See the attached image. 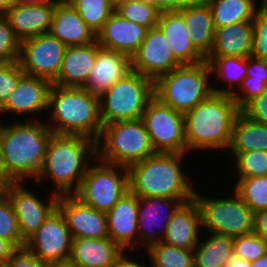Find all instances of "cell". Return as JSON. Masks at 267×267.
<instances>
[{"label":"cell","instance_id":"6da1fadb","mask_svg":"<svg viewBox=\"0 0 267 267\" xmlns=\"http://www.w3.org/2000/svg\"><path fill=\"white\" fill-rule=\"evenodd\" d=\"M13 124L1 123L0 174L6 182L36 180L45 159L48 142L53 135L47 121Z\"/></svg>","mask_w":267,"mask_h":267},{"label":"cell","instance_id":"7a4b0ae2","mask_svg":"<svg viewBox=\"0 0 267 267\" xmlns=\"http://www.w3.org/2000/svg\"><path fill=\"white\" fill-rule=\"evenodd\" d=\"M97 158L96 142L82 135L55 134L51 136L44 162L35 182L47 178L54 182L53 193L73 195L92 160Z\"/></svg>","mask_w":267,"mask_h":267},{"label":"cell","instance_id":"3957f363","mask_svg":"<svg viewBox=\"0 0 267 267\" xmlns=\"http://www.w3.org/2000/svg\"><path fill=\"white\" fill-rule=\"evenodd\" d=\"M241 112L231 95L211 93L184 114L187 154L228 150L235 118Z\"/></svg>","mask_w":267,"mask_h":267},{"label":"cell","instance_id":"277c9868","mask_svg":"<svg viewBox=\"0 0 267 267\" xmlns=\"http://www.w3.org/2000/svg\"><path fill=\"white\" fill-rule=\"evenodd\" d=\"M185 156L187 154L155 153L133 163L128 167L129 190L138 197H166L182 204L191 201L195 188L181 166Z\"/></svg>","mask_w":267,"mask_h":267},{"label":"cell","instance_id":"5b68a950","mask_svg":"<svg viewBox=\"0 0 267 267\" xmlns=\"http://www.w3.org/2000/svg\"><path fill=\"white\" fill-rule=\"evenodd\" d=\"M48 110L50 119L47 125L53 133L82 135L95 142L100 138L103 125L98 95L85 88L52 84Z\"/></svg>","mask_w":267,"mask_h":267},{"label":"cell","instance_id":"8992f818","mask_svg":"<svg viewBox=\"0 0 267 267\" xmlns=\"http://www.w3.org/2000/svg\"><path fill=\"white\" fill-rule=\"evenodd\" d=\"M211 79V68L206 60L183 64L154 81V96L185 114L213 93Z\"/></svg>","mask_w":267,"mask_h":267},{"label":"cell","instance_id":"52a82bcc","mask_svg":"<svg viewBox=\"0 0 267 267\" xmlns=\"http://www.w3.org/2000/svg\"><path fill=\"white\" fill-rule=\"evenodd\" d=\"M96 152L100 161L125 167L155 154L142 119L104 125Z\"/></svg>","mask_w":267,"mask_h":267},{"label":"cell","instance_id":"ba28073f","mask_svg":"<svg viewBox=\"0 0 267 267\" xmlns=\"http://www.w3.org/2000/svg\"><path fill=\"white\" fill-rule=\"evenodd\" d=\"M153 96L154 81L132 70L99 96L102 125L141 119Z\"/></svg>","mask_w":267,"mask_h":267},{"label":"cell","instance_id":"9c48e42d","mask_svg":"<svg viewBox=\"0 0 267 267\" xmlns=\"http://www.w3.org/2000/svg\"><path fill=\"white\" fill-rule=\"evenodd\" d=\"M128 191V167L104 163L96 158L73 195L82 203L107 213Z\"/></svg>","mask_w":267,"mask_h":267},{"label":"cell","instance_id":"30bf717a","mask_svg":"<svg viewBox=\"0 0 267 267\" xmlns=\"http://www.w3.org/2000/svg\"><path fill=\"white\" fill-rule=\"evenodd\" d=\"M193 199L207 233L237 237L254 232V213L235 192L227 198H205L195 190Z\"/></svg>","mask_w":267,"mask_h":267},{"label":"cell","instance_id":"8fae6325","mask_svg":"<svg viewBox=\"0 0 267 267\" xmlns=\"http://www.w3.org/2000/svg\"><path fill=\"white\" fill-rule=\"evenodd\" d=\"M155 153L187 154L184 114L153 96L141 118Z\"/></svg>","mask_w":267,"mask_h":267},{"label":"cell","instance_id":"7c38bea8","mask_svg":"<svg viewBox=\"0 0 267 267\" xmlns=\"http://www.w3.org/2000/svg\"><path fill=\"white\" fill-rule=\"evenodd\" d=\"M67 46L50 32L21 42L18 62L25 74L53 83L60 72Z\"/></svg>","mask_w":267,"mask_h":267},{"label":"cell","instance_id":"4fadbf2b","mask_svg":"<svg viewBox=\"0 0 267 267\" xmlns=\"http://www.w3.org/2000/svg\"><path fill=\"white\" fill-rule=\"evenodd\" d=\"M9 198L18 220L21 237L26 242L57 208L59 195L51 192L46 202L27 190L23 182H7L3 191ZM49 201V202H47Z\"/></svg>","mask_w":267,"mask_h":267},{"label":"cell","instance_id":"5bb4252c","mask_svg":"<svg viewBox=\"0 0 267 267\" xmlns=\"http://www.w3.org/2000/svg\"><path fill=\"white\" fill-rule=\"evenodd\" d=\"M72 236L65 217L56 208L37 232L31 236L25 247L41 261H64L70 258Z\"/></svg>","mask_w":267,"mask_h":267},{"label":"cell","instance_id":"9a60e30c","mask_svg":"<svg viewBox=\"0 0 267 267\" xmlns=\"http://www.w3.org/2000/svg\"><path fill=\"white\" fill-rule=\"evenodd\" d=\"M132 70L155 81L183 64L175 57L163 32L158 28L147 31L144 41L131 57Z\"/></svg>","mask_w":267,"mask_h":267},{"label":"cell","instance_id":"2e32d148","mask_svg":"<svg viewBox=\"0 0 267 267\" xmlns=\"http://www.w3.org/2000/svg\"><path fill=\"white\" fill-rule=\"evenodd\" d=\"M181 204L177 199L166 197H138L139 248L142 246L146 250L150 245L162 241L173 213Z\"/></svg>","mask_w":267,"mask_h":267},{"label":"cell","instance_id":"e0dca14e","mask_svg":"<svg viewBox=\"0 0 267 267\" xmlns=\"http://www.w3.org/2000/svg\"><path fill=\"white\" fill-rule=\"evenodd\" d=\"M57 208L65 217L72 238L109 237L106 213L82 203L74 195H60Z\"/></svg>","mask_w":267,"mask_h":267},{"label":"cell","instance_id":"ac0fdd59","mask_svg":"<svg viewBox=\"0 0 267 267\" xmlns=\"http://www.w3.org/2000/svg\"><path fill=\"white\" fill-rule=\"evenodd\" d=\"M52 83L44 78L24 74L11 93L7 102L0 108L1 114H13L23 117L31 115L30 121H38V113L48 110L49 90ZM34 114V115H33ZM1 117V116H0Z\"/></svg>","mask_w":267,"mask_h":267},{"label":"cell","instance_id":"d6986e66","mask_svg":"<svg viewBox=\"0 0 267 267\" xmlns=\"http://www.w3.org/2000/svg\"><path fill=\"white\" fill-rule=\"evenodd\" d=\"M138 196L130 190L106 213L109 238L123 251L138 249Z\"/></svg>","mask_w":267,"mask_h":267},{"label":"cell","instance_id":"ffe728a7","mask_svg":"<svg viewBox=\"0 0 267 267\" xmlns=\"http://www.w3.org/2000/svg\"><path fill=\"white\" fill-rule=\"evenodd\" d=\"M131 71L132 61L129 55L104 48L98 43L97 56L83 88L100 96Z\"/></svg>","mask_w":267,"mask_h":267},{"label":"cell","instance_id":"44dd1931","mask_svg":"<svg viewBox=\"0 0 267 267\" xmlns=\"http://www.w3.org/2000/svg\"><path fill=\"white\" fill-rule=\"evenodd\" d=\"M56 3H12L6 18L13 28L16 37L22 42L25 39L48 33L51 30Z\"/></svg>","mask_w":267,"mask_h":267},{"label":"cell","instance_id":"7402d4cb","mask_svg":"<svg viewBox=\"0 0 267 267\" xmlns=\"http://www.w3.org/2000/svg\"><path fill=\"white\" fill-rule=\"evenodd\" d=\"M148 29L114 12L97 34L99 45L132 57L146 37Z\"/></svg>","mask_w":267,"mask_h":267},{"label":"cell","instance_id":"603a6c76","mask_svg":"<svg viewBox=\"0 0 267 267\" xmlns=\"http://www.w3.org/2000/svg\"><path fill=\"white\" fill-rule=\"evenodd\" d=\"M201 217L194 199L181 204L173 213L162 241L174 247L194 250L201 238Z\"/></svg>","mask_w":267,"mask_h":267},{"label":"cell","instance_id":"cb8c5ba5","mask_svg":"<svg viewBox=\"0 0 267 267\" xmlns=\"http://www.w3.org/2000/svg\"><path fill=\"white\" fill-rule=\"evenodd\" d=\"M97 52V40L84 46H67L60 72L52 84L62 87L83 88L94 65Z\"/></svg>","mask_w":267,"mask_h":267},{"label":"cell","instance_id":"d4e9b609","mask_svg":"<svg viewBox=\"0 0 267 267\" xmlns=\"http://www.w3.org/2000/svg\"><path fill=\"white\" fill-rule=\"evenodd\" d=\"M50 33L66 46H84L96 41V35L70 3L56 4Z\"/></svg>","mask_w":267,"mask_h":267},{"label":"cell","instance_id":"484cf974","mask_svg":"<svg viewBox=\"0 0 267 267\" xmlns=\"http://www.w3.org/2000/svg\"><path fill=\"white\" fill-rule=\"evenodd\" d=\"M122 252L109 237L72 238L69 259L78 267H111Z\"/></svg>","mask_w":267,"mask_h":267},{"label":"cell","instance_id":"4316f807","mask_svg":"<svg viewBox=\"0 0 267 267\" xmlns=\"http://www.w3.org/2000/svg\"><path fill=\"white\" fill-rule=\"evenodd\" d=\"M178 12L184 17L191 44L206 59L212 51L215 28L206 1L182 6Z\"/></svg>","mask_w":267,"mask_h":267},{"label":"cell","instance_id":"83f0119b","mask_svg":"<svg viewBox=\"0 0 267 267\" xmlns=\"http://www.w3.org/2000/svg\"><path fill=\"white\" fill-rule=\"evenodd\" d=\"M157 27L182 64H197L206 60L191 44L184 17L178 11L161 12Z\"/></svg>","mask_w":267,"mask_h":267},{"label":"cell","instance_id":"f1b7e54d","mask_svg":"<svg viewBox=\"0 0 267 267\" xmlns=\"http://www.w3.org/2000/svg\"><path fill=\"white\" fill-rule=\"evenodd\" d=\"M252 41V21L220 27L215 30L212 51L208 57L251 56Z\"/></svg>","mask_w":267,"mask_h":267},{"label":"cell","instance_id":"f546056e","mask_svg":"<svg viewBox=\"0 0 267 267\" xmlns=\"http://www.w3.org/2000/svg\"><path fill=\"white\" fill-rule=\"evenodd\" d=\"M254 150L267 152V125L255 122L240 112L235 118L228 151L233 158L239 152Z\"/></svg>","mask_w":267,"mask_h":267},{"label":"cell","instance_id":"4dcf8cb0","mask_svg":"<svg viewBox=\"0 0 267 267\" xmlns=\"http://www.w3.org/2000/svg\"><path fill=\"white\" fill-rule=\"evenodd\" d=\"M211 10L215 30L234 23L252 21L256 11L263 5L258 0H205ZM257 3V4H256Z\"/></svg>","mask_w":267,"mask_h":267},{"label":"cell","instance_id":"1f68e13d","mask_svg":"<svg viewBox=\"0 0 267 267\" xmlns=\"http://www.w3.org/2000/svg\"><path fill=\"white\" fill-rule=\"evenodd\" d=\"M208 237L193 250L194 267H223L234 255V237L210 233Z\"/></svg>","mask_w":267,"mask_h":267},{"label":"cell","instance_id":"d6a6232c","mask_svg":"<svg viewBox=\"0 0 267 267\" xmlns=\"http://www.w3.org/2000/svg\"><path fill=\"white\" fill-rule=\"evenodd\" d=\"M206 61L210 65L211 74L217 76V80L219 79L223 84L225 82L228 85L219 89L212 83L214 93L232 95L246 77L247 57H207Z\"/></svg>","mask_w":267,"mask_h":267},{"label":"cell","instance_id":"836d02e7","mask_svg":"<svg viewBox=\"0 0 267 267\" xmlns=\"http://www.w3.org/2000/svg\"><path fill=\"white\" fill-rule=\"evenodd\" d=\"M267 88V61L247 57V74L241 85L231 96L241 110L249 101Z\"/></svg>","mask_w":267,"mask_h":267},{"label":"cell","instance_id":"e575fe53","mask_svg":"<svg viewBox=\"0 0 267 267\" xmlns=\"http://www.w3.org/2000/svg\"><path fill=\"white\" fill-rule=\"evenodd\" d=\"M145 251L150 267H194L193 250L174 247L160 241L150 245Z\"/></svg>","mask_w":267,"mask_h":267},{"label":"cell","instance_id":"d590c367","mask_svg":"<svg viewBox=\"0 0 267 267\" xmlns=\"http://www.w3.org/2000/svg\"><path fill=\"white\" fill-rule=\"evenodd\" d=\"M70 4L96 36L115 12L111 0H71Z\"/></svg>","mask_w":267,"mask_h":267},{"label":"cell","instance_id":"8d00e7d4","mask_svg":"<svg viewBox=\"0 0 267 267\" xmlns=\"http://www.w3.org/2000/svg\"><path fill=\"white\" fill-rule=\"evenodd\" d=\"M233 190L253 211L267 209V175L249 178L237 177Z\"/></svg>","mask_w":267,"mask_h":267},{"label":"cell","instance_id":"74e56055","mask_svg":"<svg viewBox=\"0 0 267 267\" xmlns=\"http://www.w3.org/2000/svg\"><path fill=\"white\" fill-rule=\"evenodd\" d=\"M117 12L123 19L135 22L145 28L157 27L161 11L153 4L141 0L119 6Z\"/></svg>","mask_w":267,"mask_h":267},{"label":"cell","instance_id":"f35d334b","mask_svg":"<svg viewBox=\"0 0 267 267\" xmlns=\"http://www.w3.org/2000/svg\"><path fill=\"white\" fill-rule=\"evenodd\" d=\"M234 172L239 178H249L267 175V152L254 150L239 152L233 157Z\"/></svg>","mask_w":267,"mask_h":267},{"label":"cell","instance_id":"ab89813d","mask_svg":"<svg viewBox=\"0 0 267 267\" xmlns=\"http://www.w3.org/2000/svg\"><path fill=\"white\" fill-rule=\"evenodd\" d=\"M0 237L10 241L16 248L25 247L14 208L4 192L0 193Z\"/></svg>","mask_w":267,"mask_h":267},{"label":"cell","instance_id":"60d3db41","mask_svg":"<svg viewBox=\"0 0 267 267\" xmlns=\"http://www.w3.org/2000/svg\"><path fill=\"white\" fill-rule=\"evenodd\" d=\"M267 253V240L252 232L234 237V255L248 262Z\"/></svg>","mask_w":267,"mask_h":267},{"label":"cell","instance_id":"b9f144b4","mask_svg":"<svg viewBox=\"0 0 267 267\" xmlns=\"http://www.w3.org/2000/svg\"><path fill=\"white\" fill-rule=\"evenodd\" d=\"M252 25L253 41L251 56L267 61V1L256 11Z\"/></svg>","mask_w":267,"mask_h":267},{"label":"cell","instance_id":"7bdbcfd3","mask_svg":"<svg viewBox=\"0 0 267 267\" xmlns=\"http://www.w3.org/2000/svg\"><path fill=\"white\" fill-rule=\"evenodd\" d=\"M21 41L6 17H0V63L18 61Z\"/></svg>","mask_w":267,"mask_h":267},{"label":"cell","instance_id":"ee69618b","mask_svg":"<svg viewBox=\"0 0 267 267\" xmlns=\"http://www.w3.org/2000/svg\"><path fill=\"white\" fill-rule=\"evenodd\" d=\"M24 74L18 61L0 63V108L7 102Z\"/></svg>","mask_w":267,"mask_h":267},{"label":"cell","instance_id":"f6af8a7d","mask_svg":"<svg viewBox=\"0 0 267 267\" xmlns=\"http://www.w3.org/2000/svg\"><path fill=\"white\" fill-rule=\"evenodd\" d=\"M241 112L251 120L267 125V88L249 101Z\"/></svg>","mask_w":267,"mask_h":267},{"label":"cell","instance_id":"bcb514c9","mask_svg":"<svg viewBox=\"0 0 267 267\" xmlns=\"http://www.w3.org/2000/svg\"><path fill=\"white\" fill-rule=\"evenodd\" d=\"M7 263L10 267H47V262L41 261L26 247L17 248Z\"/></svg>","mask_w":267,"mask_h":267},{"label":"cell","instance_id":"7dc6e473","mask_svg":"<svg viewBox=\"0 0 267 267\" xmlns=\"http://www.w3.org/2000/svg\"><path fill=\"white\" fill-rule=\"evenodd\" d=\"M254 232L267 240V209L254 214Z\"/></svg>","mask_w":267,"mask_h":267},{"label":"cell","instance_id":"c3c4849f","mask_svg":"<svg viewBox=\"0 0 267 267\" xmlns=\"http://www.w3.org/2000/svg\"><path fill=\"white\" fill-rule=\"evenodd\" d=\"M155 5L161 12L178 11L181 7L175 0H141Z\"/></svg>","mask_w":267,"mask_h":267},{"label":"cell","instance_id":"681fc988","mask_svg":"<svg viewBox=\"0 0 267 267\" xmlns=\"http://www.w3.org/2000/svg\"><path fill=\"white\" fill-rule=\"evenodd\" d=\"M123 251L115 260L111 267H149L145 264L139 263L137 260H133L129 255ZM132 259V260H131Z\"/></svg>","mask_w":267,"mask_h":267},{"label":"cell","instance_id":"f907efd6","mask_svg":"<svg viewBox=\"0 0 267 267\" xmlns=\"http://www.w3.org/2000/svg\"><path fill=\"white\" fill-rule=\"evenodd\" d=\"M17 248L8 240L0 237V263H5Z\"/></svg>","mask_w":267,"mask_h":267},{"label":"cell","instance_id":"816d5d0a","mask_svg":"<svg viewBox=\"0 0 267 267\" xmlns=\"http://www.w3.org/2000/svg\"><path fill=\"white\" fill-rule=\"evenodd\" d=\"M223 267H251V262L233 255L224 263Z\"/></svg>","mask_w":267,"mask_h":267},{"label":"cell","instance_id":"f5cc1de1","mask_svg":"<svg viewBox=\"0 0 267 267\" xmlns=\"http://www.w3.org/2000/svg\"><path fill=\"white\" fill-rule=\"evenodd\" d=\"M47 267H78L70 259L64 261H52L47 263Z\"/></svg>","mask_w":267,"mask_h":267},{"label":"cell","instance_id":"db71d44e","mask_svg":"<svg viewBox=\"0 0 267 267\" xmlns=\"http://www.w3.org/2000/svg\"><path fill=\"white\" fill-rule=\"evenodd\" d=\"M13 0H0V17H6Z\"/></svg>","mask_w":267,"mask_h":267},{"label":"cell","instance_id":"11a10c76","mask_svg":"<svg viewBox=\"0 0 267 267\" xmlns=\"http://www.w3.org/2000/svg\"><path fill=\"white\" fill-rule=\"evenodd\" d=\"M251 267H267V253L251 262Z\"/></svg>","mask_w":267,"mask_h":267},{"label":"cell","instance_id":"9f6ffc18","mask_svg":"<svg viewBox=\"0 0 267 267\" xmlns=\"http://www.w3.org/2000/svg\"><path fill=\"white\" fill-rule=\"evenodd\" d=\"M181 7L191 4H198L204 2L205 0H175Z\"/></svg>","mask_w":267,"mask_h":267},{"label":"cell","instance_id":"6f0895ef","mask_svg":"<svg viewBox=\"0 0 267 267\" xmlns=\"http://www.w3.org/2000/svg\"><path fill=\"white\" fill-rule=\"evenodd\" d=\"M138 0H111L113 8L116 10L119 6L124 5L126 3L134 2Z\"/></svg>","mask_w":267,"mask_h":267},{"label":"cell","instance_id":"680465c9","mask_svg":"<svg viewBox=\"0 0 267 267\" xmlns=\"http://www.w3.org/2000/svg\"><path fill=\"white\" fill-rule=\"evenodd\" d=\"M47 0H13V3H20V4H32V3H41Z\"/></svg>","mask_w":267,"mask_h":267},{"label":"cell","instance_id":"91938a15","mask_svg":"<svg viewBox=\"0 0 267 267\" xmlns=\"http://www.w3.org/2000/svg\"><path fill=\"white\" fill-rule=\"evenodd\" d=\"M6 181L3 179V177L0 174V193H2L5 189Z\"/></svg>","mask_w":267,"mask_h":267},{"label":"cell","instance_id":"94428289","mask_svg":"<svg viewBox=\"0 0 267 267\" xmlns=\"http://www.w3.org/2000/svg\"><path fill=\"white\" fill-rule=\"evenodd\" d=\"M56 4L70 3L71 0H47Z\"/></svg>","mask_w":267,"mask_h":267},{"label":"cell","instance_id":"6125c7cd","mask_svg":"<svg viewBox=\"0 0 267 267\" xmlns=\"http://www.w3.org/2000/svg\"><path fill=\"white\" fill-rule=\"evenodd\" d=\"M0 267H10V265L7 262H5V263H0Z\"/></svg>","mask_w":267,"mask_h":267},{"label":"cell","instance_id":"be15d7a7","mask_svg":"<svg viewBox=\"0 0 267 267\" xmlns=\"http://www.w3.org/2000/svg\"><path fill=\"white\" fill-rule=\"evenodd\" d=\"M0 136H1V120H0ZM0 161H1V153H0Z\"/></svg>","mask_w":267,"mask_h":267}]
</instances>
